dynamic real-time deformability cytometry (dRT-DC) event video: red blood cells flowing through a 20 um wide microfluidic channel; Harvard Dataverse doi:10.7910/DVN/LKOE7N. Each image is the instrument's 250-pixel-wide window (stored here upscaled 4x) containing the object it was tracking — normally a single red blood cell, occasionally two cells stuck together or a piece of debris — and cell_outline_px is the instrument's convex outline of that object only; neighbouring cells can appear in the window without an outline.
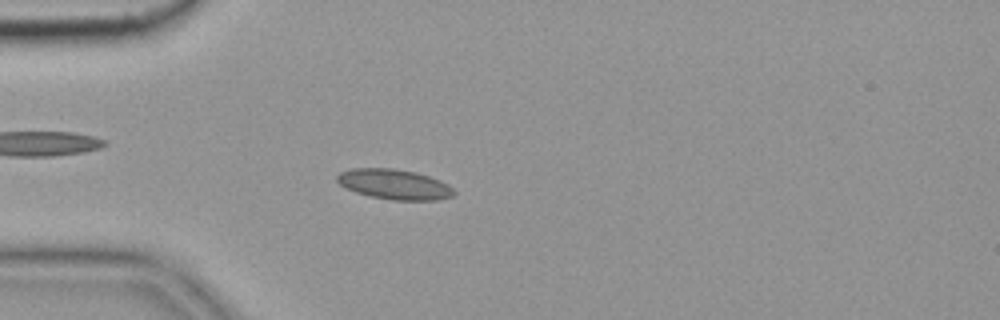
{"species": "common noctule bat (a hibernating species)", "species_latin": "Nyctalus noctula", "temperature_condition": "cold", "stored_images_in_passage": 4, "camera_frame_rate_fps": 3000, "um_per_image_px": 0.085, "animal": {"sex": "female", "body_mass_g": 19.9}, "frame": {"image": 1, "passage_image": 4, "time_ms": 1.0, "image_size_px": [1000, 320], "cell_outline_px": [[456, 192], [452, 196], [436, 200], [392, 200], [372, 196], [356, 192], [340, 184], [336, 180], [336, 176], [340, 172], [352, 168], [392, 168], [416, 172], [440, 180], [448, 184]], "centroid_in_image_um": [33.53, 15.66], "position_along_channel_um": 51.5, "area_um2": 20.4}}